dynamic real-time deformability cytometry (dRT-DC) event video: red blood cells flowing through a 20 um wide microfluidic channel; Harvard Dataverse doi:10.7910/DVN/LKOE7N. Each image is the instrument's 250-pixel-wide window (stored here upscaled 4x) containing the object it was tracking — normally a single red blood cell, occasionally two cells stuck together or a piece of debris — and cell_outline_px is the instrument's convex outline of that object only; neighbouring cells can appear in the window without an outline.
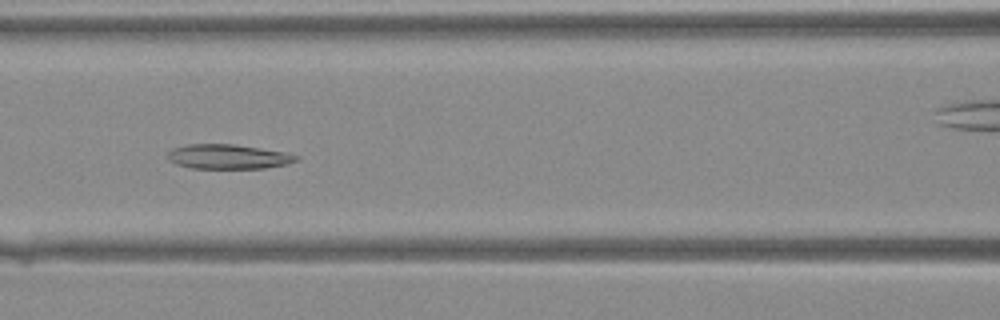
{"species": "Egyptian fruit bat (a non-hibernating species)", "species_latin": "Rousettus aegyptiacus", "temperature_condition": "warm", "stored_images_in_passage": 32, "segment_of_instrument_passage": [1, 2], "camera_frame_rate_fps": 3000, "um_per_image_px": 0.085, "animal": {"sex": "female"}, "frame": {"image": 1, "passage_image": 8, "time_ms": 2.333, "image_size_px": [1000, 320], "cell_outline_px": [[300, 160], [288, 164], [264, 168], [192, 168], [176, 164], [168, 160], [168, 152], [172, 148], [188, 144], [232, 144], [284, 152], [300, 156]], "centroid_in_image_um": [19.4, 13.32], "position_along_channel_um": 147.2, "area_um2": 18.38}}
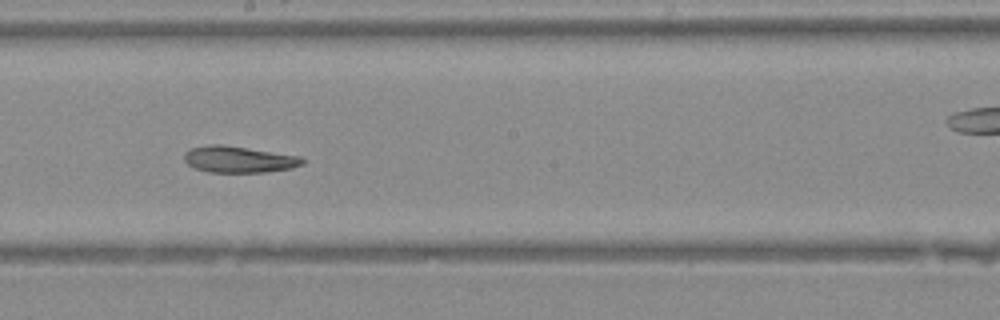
{"frame": {"image": 2, "passage_image": 13, "time_ms": 4.0, "image_size_px": [1000, 320], "cell_outline_px": [[304, 164], [292, 168], [264, 172], [208, 172], [192, 168], [184, 160], [184, 152], [192, 148], [208, 144], [224, 144], [300, 156], [304, 160]], "centroid_in_image_um": [20.27, 13.54], "position_along_channel_um": 227.9, "area_um2": 18.38}}
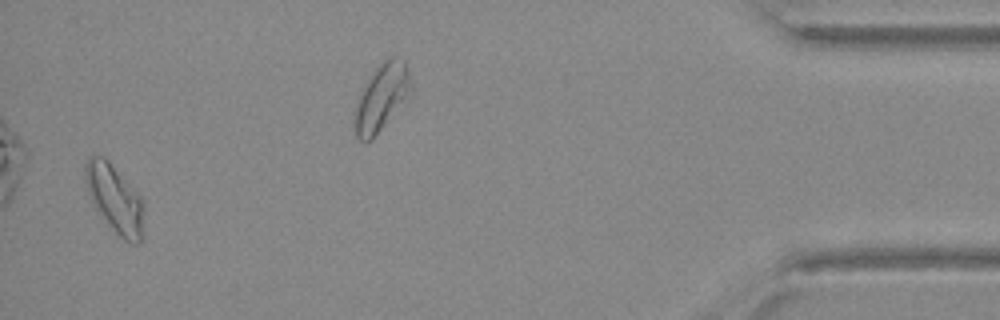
{"frame": {"image": 3, "passage_image": 30, "time_ms": 9.667, "image_size_px": [1000, 320], "cell_outline_px": [[144, 208], [140, 240], [136, 244], [132, 244], [124, 240], [112, 228], [96, 208], [92, 200], [84, 176], [84, 164], [88, 156], [100, 156], [108, 160], [140, 196]], "centroid_in_image_um": [9.74, 16.87], "position_along_channel_um": 425.5, "area_um2": 22.48}}